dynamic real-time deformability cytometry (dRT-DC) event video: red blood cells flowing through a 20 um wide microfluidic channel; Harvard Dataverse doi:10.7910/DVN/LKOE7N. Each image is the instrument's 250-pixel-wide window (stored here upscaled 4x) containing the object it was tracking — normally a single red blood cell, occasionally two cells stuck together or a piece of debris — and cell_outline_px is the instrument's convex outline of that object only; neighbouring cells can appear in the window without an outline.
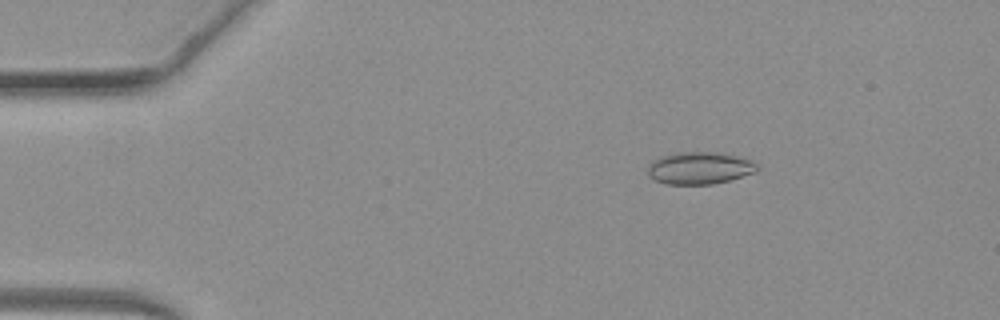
{"species": "common noctule bat (a hibernating species)", "species_latin": "Nyctalus noctula", "temperature_condition": "warm", "stored_images_in_passage": 43, "camera_frame_rate_fps": 3000, "um_per_image_px": 0.085, "animal": {"sex": "female", "body_mass_g": 19.3, "forearm_length_mm": 54.1}, "frame": {"image": 1, "passage_image": 1, "time_ms": 0.0, "image_size_px": [1000, 320], "cell_outline_px": [[760, 168], [756, 172], [728, 180], [712, 184], [668, 184], [656, 180], [648, 176], [648, 168], [656, 160], [664, 156], [676, 152], [720, 152], [736, 156], [748, 160], [756, 164]], "centroid_in_image_um": [59.49, 14.28], "position_along_channel_um": 25.5, "area_um2": 20.17}}
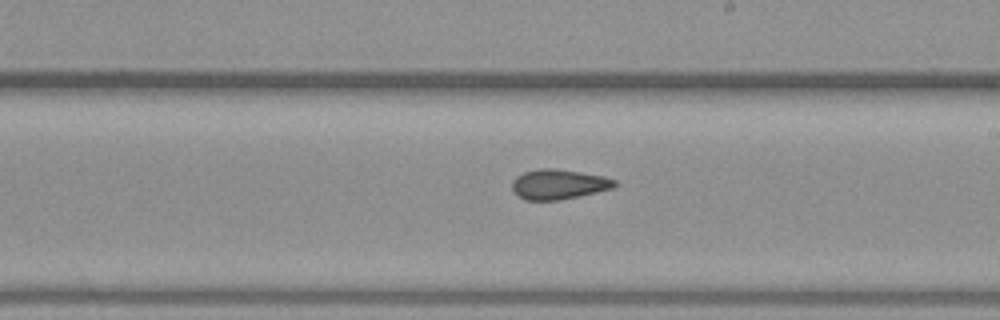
{"frame": {"image": 2, "passage_image": 22, "time_ms": 7.0, "image_size_px": [1000, 320], "cell_outline_px": [[616, 184], [612, 188], [596, 192], [560, 200], [524, 200], [516, 196], [512, 188], [512, 180], [516, 176], [524, 172], [540, 168], [552, 168], [580, 172], [604, 176], [616, 180]], "centroid_in_image_um": [47.43, 15.67], "position_along_channel_um": 241.6, "area_um2": 17.92}}
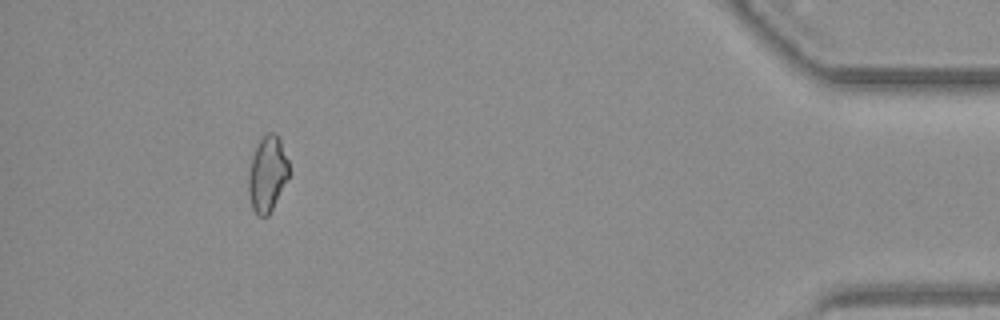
{"frame": {"image": 3, "passage_image": 39, "time_ms": 12.667, "image_size_px": [1000, 320], "cell_outline_px": [[288, 176], [268, 216], [256, 216], [252, 208], [248, 192], [248, 172], [252, 156], [256, 144], [268, 132], [272, 132], [280, 140], [288, 160]], "centroid_in_image_um": [22.69, 14.79], "position_along_channel_um": 412.5, "area_um2": 17.57}, "authors_computed_cell_mechanics": {"area_um2": 17.9758, "velocity_mm_per_s": 4.1243, "shape_relaxation_time_tau1_ms": null, "shape_relaxation_time_tau2_ms": 3.9386, "deformation_change_tau1": null, "deformation_change_tau2": 0.1055}}